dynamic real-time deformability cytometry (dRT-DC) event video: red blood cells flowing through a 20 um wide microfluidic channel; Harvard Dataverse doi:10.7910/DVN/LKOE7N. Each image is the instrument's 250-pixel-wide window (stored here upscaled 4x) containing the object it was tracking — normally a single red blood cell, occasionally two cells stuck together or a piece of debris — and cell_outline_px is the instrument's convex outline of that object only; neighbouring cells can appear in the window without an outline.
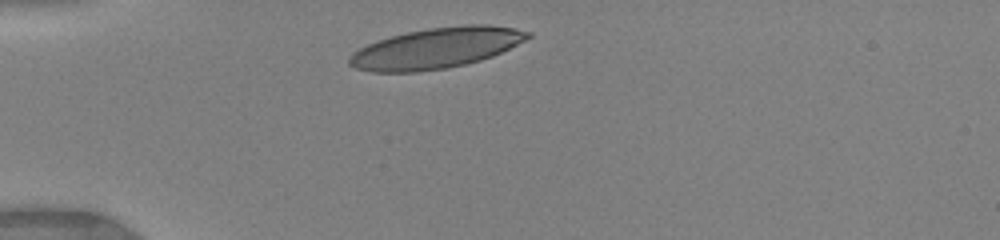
{"species": "human", "species_latin": "Homo sapiens", "temperature_condition": "warm", "stored_images_in_passage": 46, "camera_frame_rate_fps": 3000, "um_per_image_px": 0.085, "donor": {"sex": "female"}, "frame": {"image": 1, "passage_image": 1, "time_ms": 0.0, "image_size_px": [1000, 240], "cell_outline_px": [[532, 36], [492, 56], [480, 60], [448, 68], [416, 72], [372, 72], [356, 68], [348, 64], [348, 56], [352, 52], [368, 44], [392, 36], [408, 32], [428, 28], [464, 24], [488, 24], [512, 28], [532, 32]], "centroid_in_image_um": [37.05, 4.09], "position_along_channel_um": 47.9, "area_um2": 42.02}}
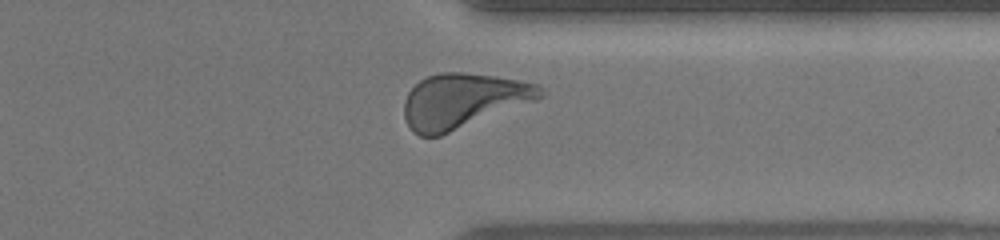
{"frame": {"image": 2, "passage_image": 41, "time_ms": 8.667, "image_size_px": [1000, 240], "cell_outline_px": [[544, 96], [536, 100], [440, 136], [420, 136], [412, 132], [404, 116], [404, 100], [408, 92], [420, 80], [428, 76], [440, 72], [464, 72], [496, 76], [520, 80], [540, 84], [544, 88]], "centroid_in_image_um": [39.37, 8.55], "position_along_channel_um": 372.0, "area_um2": 43.47}, "authors_computed_cell_mechanics": {"area_um2": 42.0784, "velocity_mm_per_s": 4.0306, "shape_relaxation_time_tau1_ms": 2.6885, "shape_relaxation_time_tau2_ms": null, "deformation_change_tau1": 0.1611, "deformation_change_tau2": null}}